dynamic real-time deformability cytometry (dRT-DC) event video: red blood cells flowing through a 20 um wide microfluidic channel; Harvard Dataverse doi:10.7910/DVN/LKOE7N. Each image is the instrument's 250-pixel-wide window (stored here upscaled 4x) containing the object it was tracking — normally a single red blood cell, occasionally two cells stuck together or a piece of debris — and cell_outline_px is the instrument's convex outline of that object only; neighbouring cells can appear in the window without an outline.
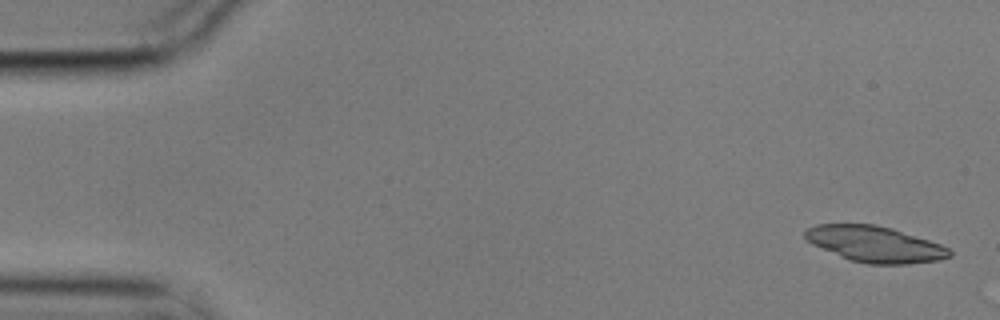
{"species": "common noctule bat (a hibernating species)", "species_latin": "Nyctalus noctula", "temperature_condition": "cold", "stored_images_in_passage": 4, "camera_frame_rate_fps": 3000, "um_per_image_px": 0.085, "animal": {"sex": "male", "body_mass_g": 17.9}, "frame": {"image": 1, "passage_image": 1, "time_ms": 0.0, "image_size_px": [1000, 320], "cell_outline_px": [[952, 256], [940, 260], [908, 264], [868, 264], [852, 260], [812, 244], [804, 236], [804, 232], [808, 228], [816, 224], [872, 224], [892, 228], [940, 244], [948, 248], [952, 252]], "centroid_in_image_um": [74.4, 20.75], "position_along_channel_um": 10.6, "area_um2": 29.94}}